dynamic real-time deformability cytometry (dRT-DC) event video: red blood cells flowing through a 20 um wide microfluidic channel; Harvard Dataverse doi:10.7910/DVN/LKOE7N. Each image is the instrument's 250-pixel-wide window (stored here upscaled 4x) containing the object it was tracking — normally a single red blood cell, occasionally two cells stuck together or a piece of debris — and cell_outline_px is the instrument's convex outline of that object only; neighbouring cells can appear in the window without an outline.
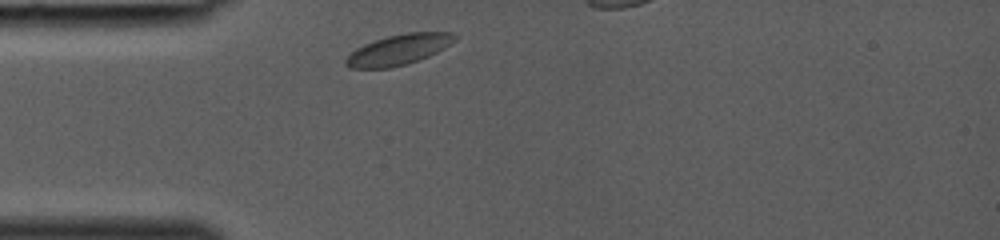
{"species": "common noctule bat (a hibernating species)", "species_latin": "Nyctalus noctula", "temperature_condition": "room temperature", "stored_images_in_passage": 8, "camera_frame_rate_fps": 3000, "um_per_image_px": 0.085, "animal": {"sex": "female", "body_mass_g": 19.0, "forearm_length_mm": 53.3}, "frame": {"image": 1, "passage_image": 1, "time_ms": 0.0, "image_size_px": [1000, 240], "cell_outline_px": [[460, 36], [444, 48], [428, 56], [408, 64], [392, 68], [352, 68], [344, 64], [344, 60], [356, 48], [372, 40], [404, 32], [456, 32]], "centroid_in_image_um": [33.9, 4.21], "position_along_channel_um": 51.1, "area_um2": 19.54}}
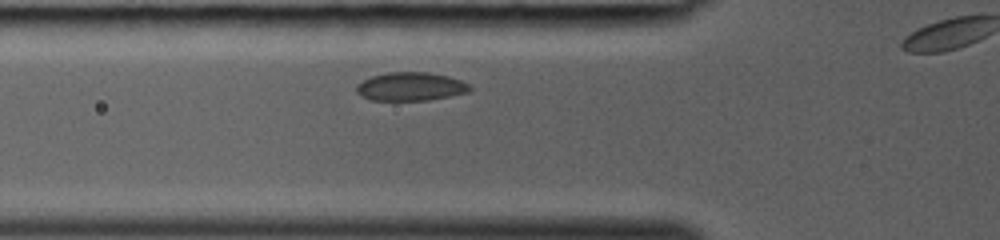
{"frame": {"image": 2, "passage_image": 4, "time_ms": 1.0, "image_size_px": [1000, 240], "cell_outline_px": [[472, 92], [428, 100], [372, 100], [360, 96], [356, 92], [356, 84], [372, 76], [388, 72], [428, 72], [448, 76], [460, 80], [468, 84], [472, 88]], "centroid_in_image_um": [34.91, 7.36], "position_along_channel_um": 90.9, "area_um2": 18.9}}
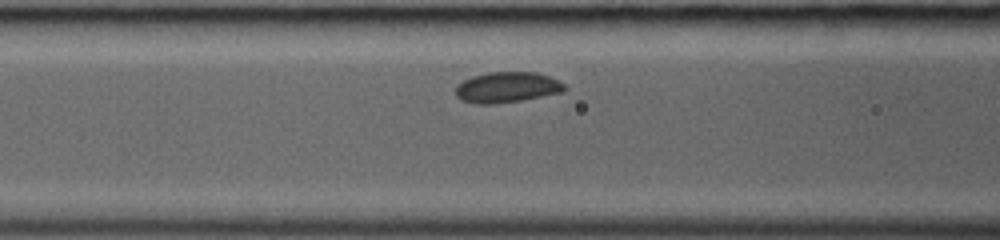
{"frame": {"image": 3, "passage_image": 6, "time_ms": 1.667, "image_size_px": [1000, 240], "cell_outline_px": [[564, 88], [560, 92], [520, 100], [492, 104], [476, 104], [460, 100], [456, 96], [456, 84], [472, 76], [488, 72], [536, 72], [548, 76], [564, 84]], "centroid_in_image_um": [43.01, 7.42], "position_along_channel_um": 123.6, "area_um2": 19.19}}